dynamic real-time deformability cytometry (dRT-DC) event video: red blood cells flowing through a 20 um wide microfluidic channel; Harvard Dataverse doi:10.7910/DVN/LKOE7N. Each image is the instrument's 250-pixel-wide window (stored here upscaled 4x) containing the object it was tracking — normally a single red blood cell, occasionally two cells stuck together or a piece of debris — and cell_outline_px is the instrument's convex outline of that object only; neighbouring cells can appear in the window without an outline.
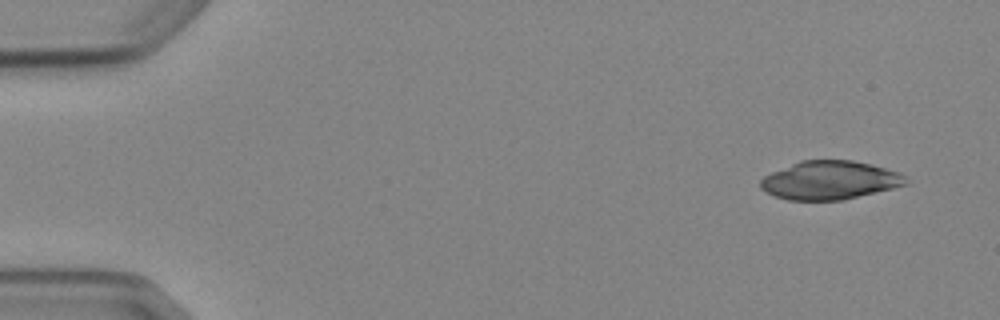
{"species": "Egyptian fruit bat (a non-hibernating species)", "species_latin": "Rousettus aegyptiacus", "temperature_condition": "cold", "stored_images_in_passage": 8, "camera_frame_rate_fps": 3000, "um_per_image_px": 0.085, "animal": {"sex": "female"}, "frame": {"image": 1, "passage_image": 1, "time_ms": 0.0, "image_size_px": [1000, 320], "cell_outline_px": [[908, 184], [844, 200], [788, 200], [772, 196], [760, 188], [760, 180], [764, 176], [772, 172], [800, 160], [852, 160], [872, 164], [900, 172], [908, 180]], "centroid_in_image_um": [70.52, 15.32], "position_along_channel_um": 14.5, "area_um2": 32.77}}